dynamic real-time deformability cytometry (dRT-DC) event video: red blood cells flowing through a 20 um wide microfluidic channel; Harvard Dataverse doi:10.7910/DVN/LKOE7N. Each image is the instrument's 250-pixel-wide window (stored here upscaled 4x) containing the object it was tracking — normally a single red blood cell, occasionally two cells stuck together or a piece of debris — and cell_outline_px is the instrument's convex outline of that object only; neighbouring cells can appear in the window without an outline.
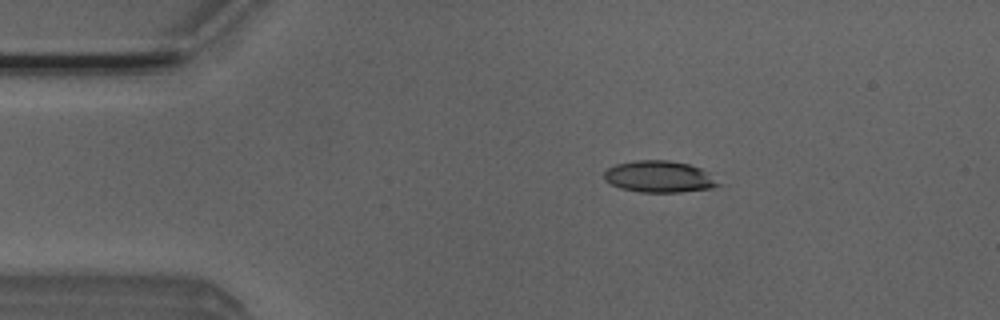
{"species": "Egyptian fruit bat (a non-hibernating species)", "species_latin": "Rousettus aegyptiacus", "temperature_condition": "room temperature", "stored_images_in_passage": 44, "camera_frame_rate_fps": 3000, "um_per_image_px": 0.085, "animal": {"sex": "male"}, "frame": {"image": 1, "passage_image": 1, "time_ms": 0.0, "image_size_px": [1000, 320], "cell_outline_px": [[724, 184], [712, 188], [680, 192], [640, 192], [620, 188], [604, 180], [604, 172], [608, 168], [616, 164], [636, 160], [668, 160], [688, 164], [700, 168], [708, 172]], "centroid_in_image_um": [56.07, 15.02], "position_along_channel_um": 28.9, "area_um2": 21.15}}
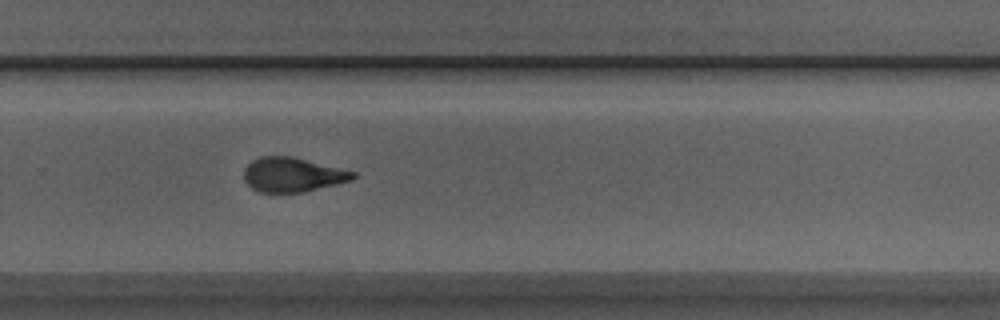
{"frame": {"image": 2, "passage_image": 26, "time_ms": 8.333, "image_size_px": [1000, 320], "cell_outline_px": [[356, 176], [352, 180], [304, 192], [260, 192], [252, 188], [244, 180], [244, 168], [252, 160], [260, 156], [292, 156], [356, 172]], "centroid_in_image_um": [24.85, 14.84], "position_along_channel_um": 304.9, "area_um2": 21.79}}
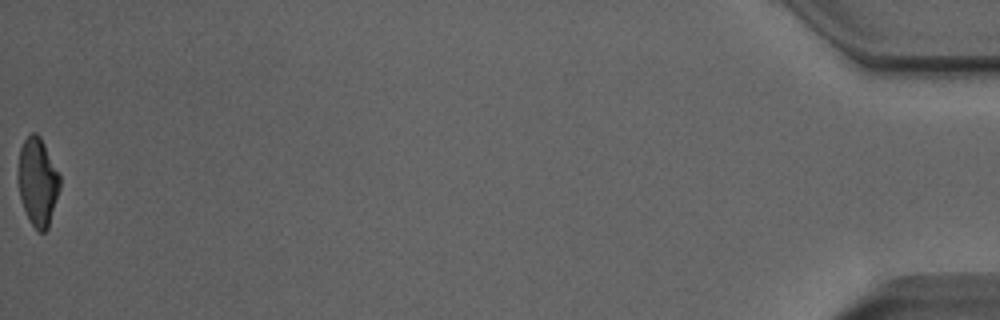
{"frame": {"image": 3, "passage_image": 44, "time_ms": 14.333, "image_size_px": [1000, 320], "cell_outline_px": [[60, 188], [48, 228], [44, 232], [40, 232], [32, 224], [24, 208], [20, 196], [16, 180], [16, 176], [20, 148], [28, 132], [36, 132], [40, 136], [60, 176]], "centroid_in_image_um": [3.18, 15.41], "position_along_channel_um": 432.0, "area_um2": 21.5}, "authors_computed_cell_mechanics": {"area_um2": 22.2819, "velocity_mm_per_s": 3.9259, "shape_relaxation_time_tau1_ms": 5.7804, "shape_relaxation_time_tau2_ms": 1.7466, "deformation_change_tau1": 0.1868, "deformation_change_tau2": 0.0936}}